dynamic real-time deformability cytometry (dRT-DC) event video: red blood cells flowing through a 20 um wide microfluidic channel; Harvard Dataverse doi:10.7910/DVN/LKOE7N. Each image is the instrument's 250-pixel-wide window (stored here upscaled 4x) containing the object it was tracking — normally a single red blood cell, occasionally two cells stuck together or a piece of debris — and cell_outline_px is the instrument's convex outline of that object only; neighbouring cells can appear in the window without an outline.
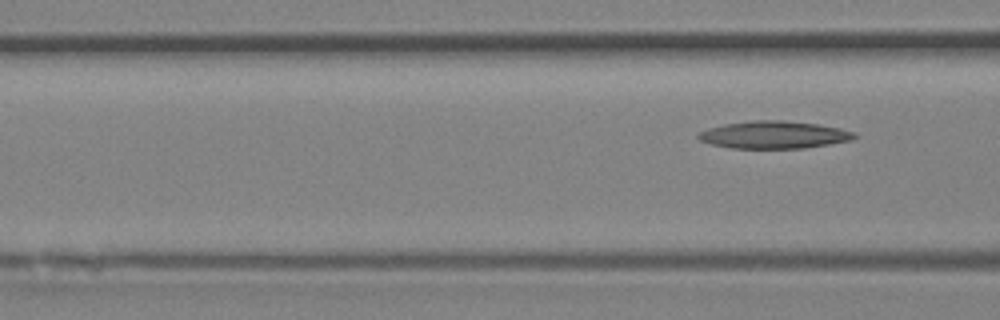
{"species": "Egyptian fruit bat (a non-hibernating species)", "species_latin": "Rousettus aegyptiacus", "temperature_condition": "room temperature", "stored_images_in_passage": 6, "segment_of_instrument_passage": [2, 2], "camera_frame_rate_fps": 3000, "um_per_image_px": 0.085, "animal": {"sex": "female"}, "frame": {"image": 1, "passage_image": 6, "time_ms": 1.667, "image_size_px": [1000, 320], "cell_outline_px": [[860, 136], [852, 140], [804, 148], [732, 148], [712, 144], [700, 140], [696, 136], [700, 132], [708, 128], [724, 124], [752, 120], [784, 120], [820, 124], [840, 128], [852, 132]], "centroid_in_image_um": [65.81, 11.45], "position_along_channel_um": 100.8, "area_um2": 24.97}}